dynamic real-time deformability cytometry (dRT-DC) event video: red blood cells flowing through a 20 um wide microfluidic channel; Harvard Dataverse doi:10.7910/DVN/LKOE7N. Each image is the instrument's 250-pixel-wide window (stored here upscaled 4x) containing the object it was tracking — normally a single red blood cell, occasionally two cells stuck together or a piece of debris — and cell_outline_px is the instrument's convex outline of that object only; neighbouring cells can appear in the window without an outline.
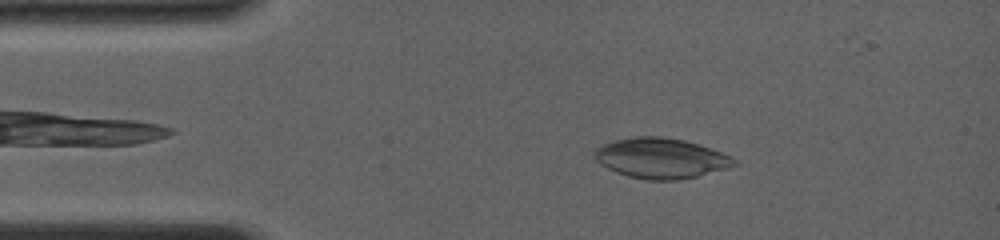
{"species": "common noctule bat (a hibernating species)", "species_latin": "Nyctalus noctula", "temperature_condition": "room temperature", "stored_images_in_passage": 25, "camera_frame_rate_fps": 4000, "um_per_image_px": 0.085, "animal": {"sex": "female", "body_mass_g": 19.0, "forearm_length_mm": 56.7}, "frame": {"image": 1, "passage_image": 7, "time_ms": 1.75, "image_size_px": [1000, 240], "cell_outline_px": [[736, 164], [724, 168], [696, 176], [680, 180], [648, 180], [628, 176], [616, 172], [600, 164], [596, 160], [592, 152], [600, 144], [616, 140], [636, 136], [660, 136], [684, 140], [732, 156], [736, 160]], "centroid_in_image_um": [56.11, 13.44], "position_along_channel_um": 28.9, "area_um2": 32.48}}
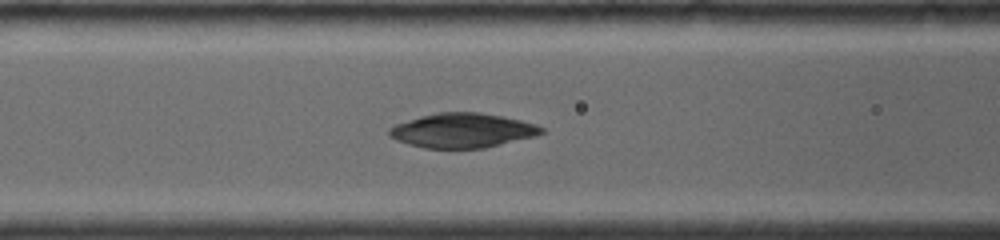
{"frame": {"image": 2, "passage_image": 18, "time_ms": 5.25, "image_size_px": [1000, 240], "cell_outline_px": [[544, 132], [536, 136], [484, 148], [424, 148], [408, 144], [396, 140], [388, 136], [388, 128], [396, 124], [420, 116], [436, 112], [480, 112], [520, 120], [536, 124], [544, 128]], "centroid_in_image_um": [39.29, 11.09], "position_along_channel_um": 127.3, "area_um2": 30.63}}
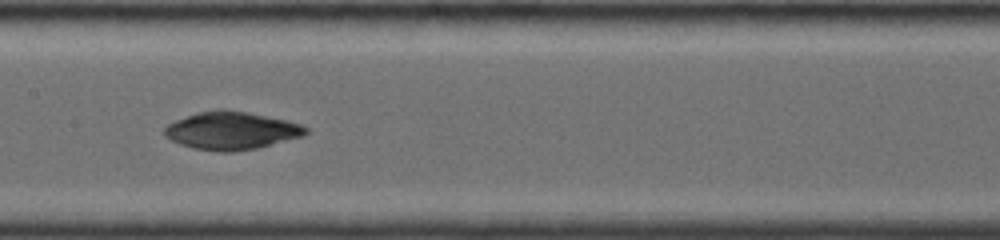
{"frame": {"image": 3, "passage_image": 23, "time_ms": 6.75, "image_size_px": [1000, 240], "cell_outline_px": [[308, 132], [304, 136], [256, 148], [232, 152], [220, 152], [192, 148], [180, 144], [164, 136], [164, 128], [168, 124], [176, 120], [196, 112], [216, 108], [224, 108], [248, 112], [288, 120], [304, 124], [308, 128]], "centroid_in_image_um": [19.69, 11.09], "position_along_channel_um": 187.7, "area_um2": 31.56}}